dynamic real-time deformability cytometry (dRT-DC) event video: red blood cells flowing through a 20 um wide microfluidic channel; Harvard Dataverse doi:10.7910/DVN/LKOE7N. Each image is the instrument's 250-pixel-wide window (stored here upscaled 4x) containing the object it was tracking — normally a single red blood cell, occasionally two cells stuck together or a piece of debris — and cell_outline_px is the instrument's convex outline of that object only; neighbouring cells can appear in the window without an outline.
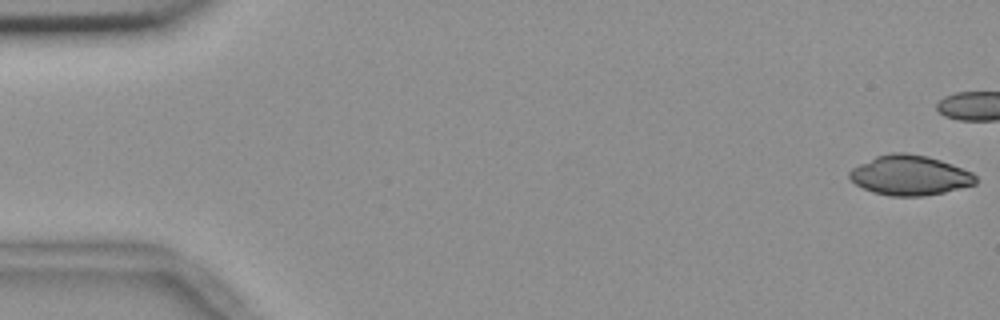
{"species": "common noctule bat (a hibernating species)", "species_latin": "Nyctalus noctula", "temperature_condition": "room temperature", "stored_images_in_passage": 44, "camera_frame_rate_fps": 3000, "um_per_image_px": 0.085, "animal": {"sex": "female", "body_mass_g": 18.4}, "frame": {"image": 1, "passage_image": 1, "time_ms": 0.0, "image_size_px": [1000, 320], "cell_outline_px": [[976, 184], [944, 192], [924, 196], [892, 196], [872, 192], [856, 184], [848, 176], [848, 172], [852, 168], [876, 156], [892, 152], [904, 152], [928, 156], [952, 164], [972, 172], [976, 176]], "centroid_in_image_um": [77.33, 14.9], "position_along_channel_um": 7.7, "area_um2": 29.25}}